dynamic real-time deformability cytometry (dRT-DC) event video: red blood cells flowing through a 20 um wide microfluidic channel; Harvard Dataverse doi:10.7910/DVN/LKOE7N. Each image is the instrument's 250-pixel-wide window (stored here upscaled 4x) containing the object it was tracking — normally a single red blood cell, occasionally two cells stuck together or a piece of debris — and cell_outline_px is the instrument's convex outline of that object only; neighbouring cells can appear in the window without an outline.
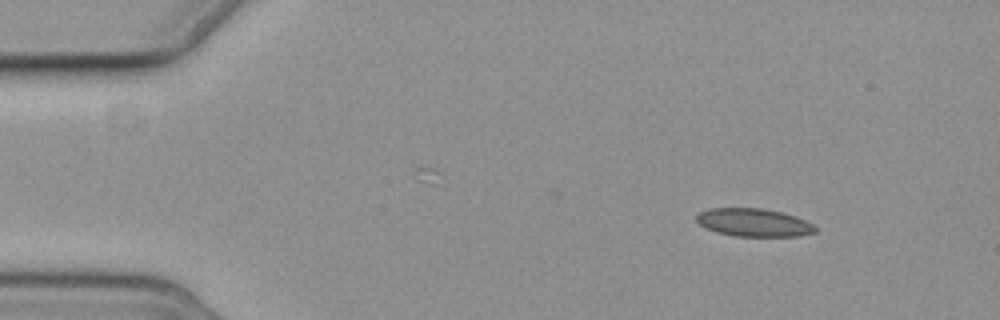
{"species": "common noctule bat (a hibernating species)", "species_latin": "Nyctalus noctula", "temperature_condition": "cold", "stored_images_in_passage": 3, "camera_frame_rate_fps": 3000, "um_per_image_px": 0.085, "animal": {"sex": "female", "body_mass_g": 19.3, "forearm_length_mm": 54.1}, "frame": {"image": 1, "passage_image": 1, "time_ms": 0.0, "image_size_px": [1000, 320], "cell_outline_px": [[816, 232], [800, 236], [736, 236], [716, 232], [704, 228], [696, 220], [696, 216], [700, 212], [708, 208], [760, 208], [780, 212], [796, 216], [812, 224], [816, 228]], "centroid_in_image_um": [64.04, 18.92], "position_along_channel_um": 21.0, "area_um2": 19.36}}
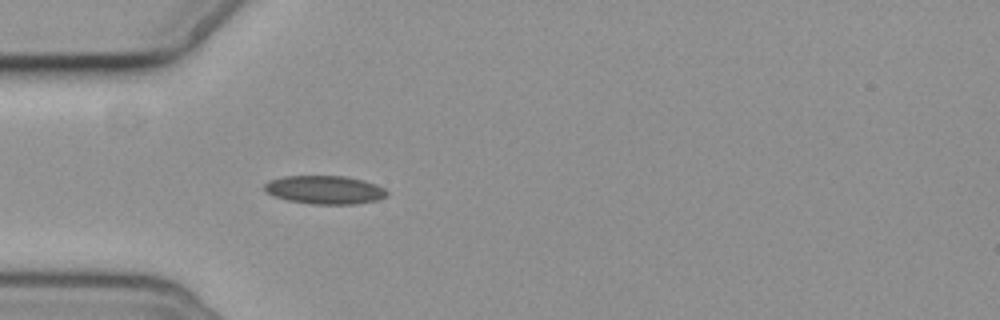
{"frame": {"image": 2, "passage_image": 3, "time_ms": 3.333, "image_size_px": [1000, 320], "cell_outline_px": [[388, 196], [376, 200], [356, 204], [312, 204], [288, 200], [272, 196], [264, 192], [264, 184], [268, 180], [284, 176], [344, 176], [364, 180], [376, 184], [384, 188], [388, 192]], "centroid_in_image_um": [27.58, 16.13], "position_along_channel_um": 57.4, "area_um2": 20.46}}